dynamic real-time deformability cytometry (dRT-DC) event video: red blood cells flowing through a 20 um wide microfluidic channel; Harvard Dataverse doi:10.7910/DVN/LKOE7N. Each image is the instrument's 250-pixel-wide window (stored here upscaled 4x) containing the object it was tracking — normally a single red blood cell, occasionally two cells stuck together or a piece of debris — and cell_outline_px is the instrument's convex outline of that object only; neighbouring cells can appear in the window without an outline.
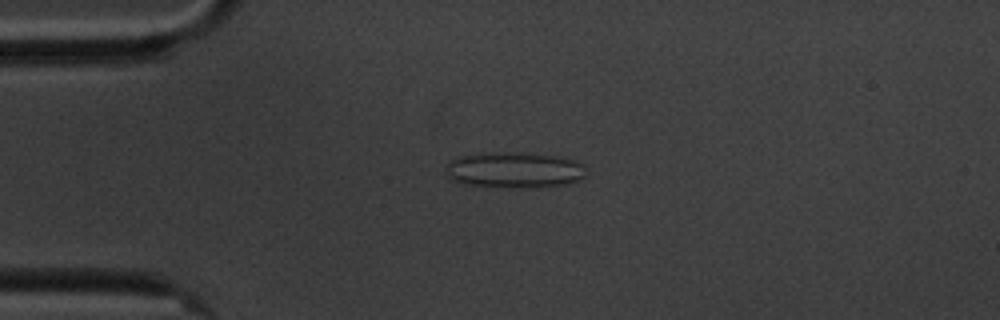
{"species": "common noctule bat (a hibernating species)", "species_latin": "Nyctalus noctula", "temperature_condition": "cold", "stored_images_in_passage": 56, "camera_frame_rate_fps": 3000, "um_per_image_px": 0.085, "animal": {"sex": "male", "body_mass_g": 20.1, "forearm_length_mm": 53.5}, "frame": {"image": 1, "passage_image": 12, "time_ms": 3.667, "image_size_px": [1000, 320], "cell_outline_px": [[584, 176], [568, 184], [536, 188], [520, 188], [464, 184], [452, 180], [444, 172], [448, 164], [452, 160], [460, 156], [488, 152], [520, 152], [560, 156], [576, 160], [584, 164]], "centroid_in_image_um": [43.73, 14.44], "position_along_channel_um": 41.3, "area_um2": 29.65}}
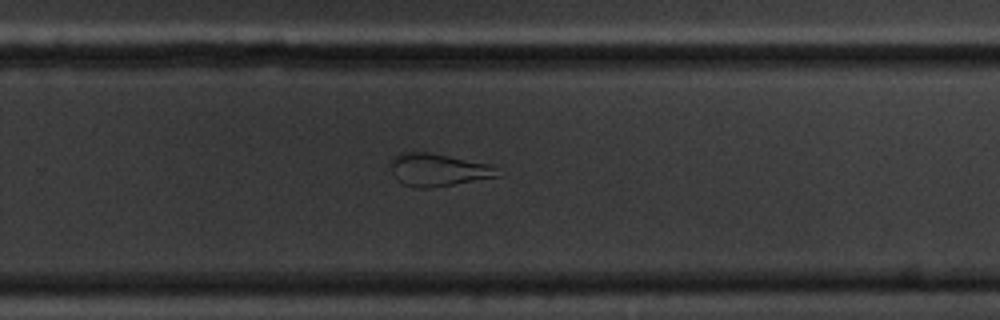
{"frame": {"image": 2, "passage_image": 36, "time_ms": 11.667, "image_size_px": [1000, 320], "cell_outline_px": [[500, 176], [428, 188], [416, 188], [404, 184], [396, 180], [388, 164], [400, 152], [428, 152], [492, 164], [496, 168]], "centroid_in_image_um": [37.2, 14.43], "position_along_channel_um": 292.6, "area_um2": 20.29}}
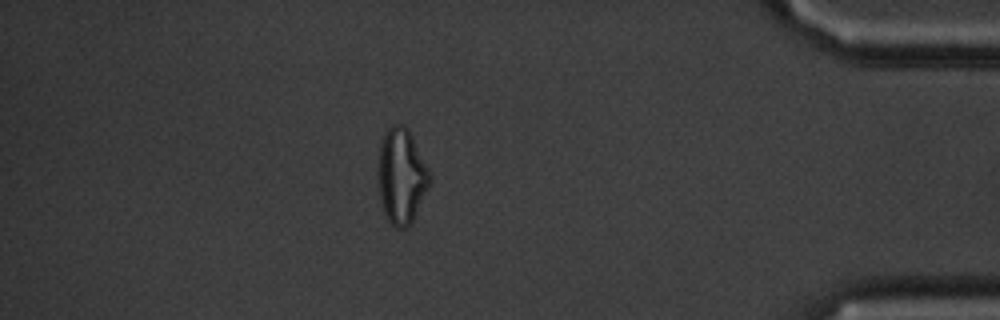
{"frame": {"image": 3, "passage_image": 49, "time_ms": 16.0, "image_size_px": [1000, 320], "cell_outline_px": [[432, 180], [412, 220], [404, 228], [396, 228], [388, 220], [384, 212], [380, 200], [380, 144], [388, 128], [392, 124], [404, 124], [408, 128], [432, 176]], "centroid_in_image_um": [34.15, 14.95], "position_along_channel_um": 401.0, "area_um2": 27.92}, "authors_computed_cell_mechanics": {"area_um2": 27.1371, "velocity_mm_per_s": 3.4298, "shape_relaxation_time_tau1_ms": null, "shape_relaxation_time_tau2_ms": 1.8679, "deformation_change_tau1": null, "deformation_change_tau2": 0.1064}}